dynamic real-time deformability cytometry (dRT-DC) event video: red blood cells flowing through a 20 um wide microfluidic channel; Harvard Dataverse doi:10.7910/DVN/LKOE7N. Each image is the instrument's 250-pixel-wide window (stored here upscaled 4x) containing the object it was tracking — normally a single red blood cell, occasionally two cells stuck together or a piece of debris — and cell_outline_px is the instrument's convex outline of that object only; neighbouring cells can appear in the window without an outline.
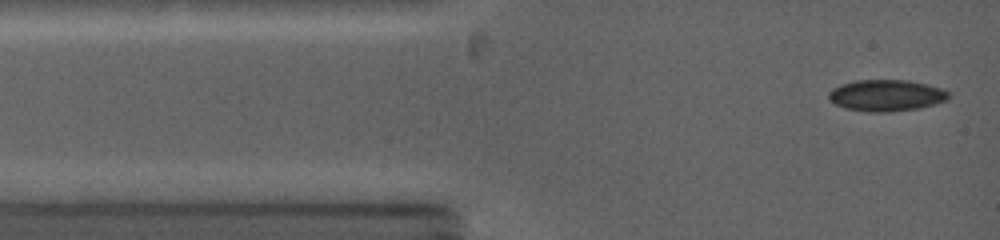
{"species": "common noctule bat (a hibernating species)", "species_latin": "Nyctalus noctula", "temperature_condition": "warm", "stored_images_in_passage": 7, "camera_frame_rate_fps": 5000, "um_per_image_px": 0.085, "animal": {"sex": "female", "body_mass_g": 19.0, "forearm_length_mm": 53.3}, "frame": {"image": 1, "passage_image": 1, "time_ms": 0.0, "image_size_px": [1000, 240], "cell_outline_px": [[948, 100], [936, 104], [920, 108], [888, 112], [864, 112], [844, 108], [828, 100], [828, 92], [832, 88], [840, 84], [852, 80], [908, 80], [928, 84], [940, 88], [948, 92]], "centroid_in_image_um": [75.29, 8.11], "position_along_channel_um": 9.7, "area_um2": 22.31}}
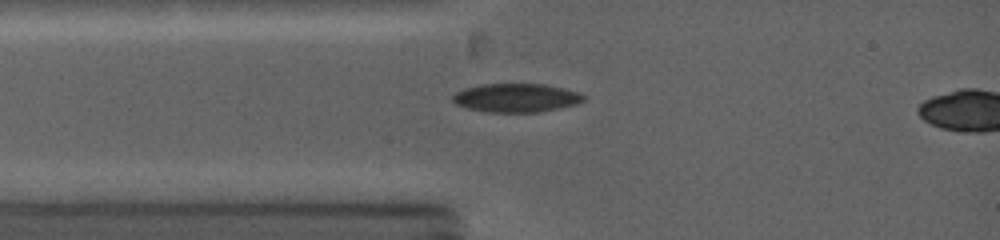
{"frame": {"image": 2, "passage_image": 5, "time_ms": 1.8, "image_size_px": [1000, 240], "cell_outline_px": [[584, 100], [576, 104], [560, 108], [540, 112], [488, 112], [468, 108], [456, 104], [452, 100], [452, 96], [456, 92], [464, 88], [480, 84], [544, 84], [564, 88], [580, 92], [584, 96]], "centroid_in_image_um": [43.88, 8.31], "position_along_channel_um": 41.1, "area_um2": 21.91}}